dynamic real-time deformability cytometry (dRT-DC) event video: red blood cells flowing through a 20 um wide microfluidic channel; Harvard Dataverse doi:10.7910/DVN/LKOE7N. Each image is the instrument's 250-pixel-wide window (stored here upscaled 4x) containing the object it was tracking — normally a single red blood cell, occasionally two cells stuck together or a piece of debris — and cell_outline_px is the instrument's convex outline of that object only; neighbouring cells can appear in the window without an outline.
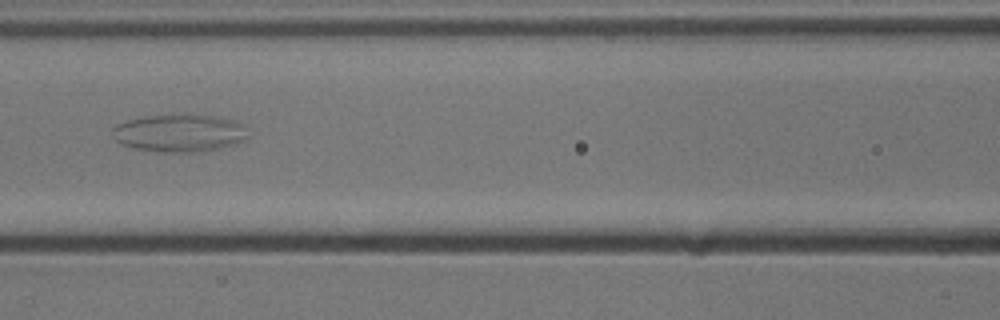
{"species": "common noctule bat (a hibernating species)", "species_latin": "Nyctalus noctula", "temperature_condition": "cold", "stored_images_in_passage": 7, "camera_frame_rate_fps": 3000, "um_per_image_px": 0.085, "animal": {"sex": "male", "body_mass_g": 13.3}, "frame": {"image": 1, "passage_image": 7, "time_ms": 2.0, "image_size_px": [1000, 320], "cell_outline_px": [[244, 136], [240, 140], [232, 144], [200, 152], [160, 152], [136, 148], [120, 144], [112, 136], [112, 128], [116, 124], [128, 120], [148, 116], [188, 112], [236, 120], [240, 124]], "centroid_in_image_um": [15.14, 11.28], "position_along_channel_um": 151.5, "area_um2": 29.59}}